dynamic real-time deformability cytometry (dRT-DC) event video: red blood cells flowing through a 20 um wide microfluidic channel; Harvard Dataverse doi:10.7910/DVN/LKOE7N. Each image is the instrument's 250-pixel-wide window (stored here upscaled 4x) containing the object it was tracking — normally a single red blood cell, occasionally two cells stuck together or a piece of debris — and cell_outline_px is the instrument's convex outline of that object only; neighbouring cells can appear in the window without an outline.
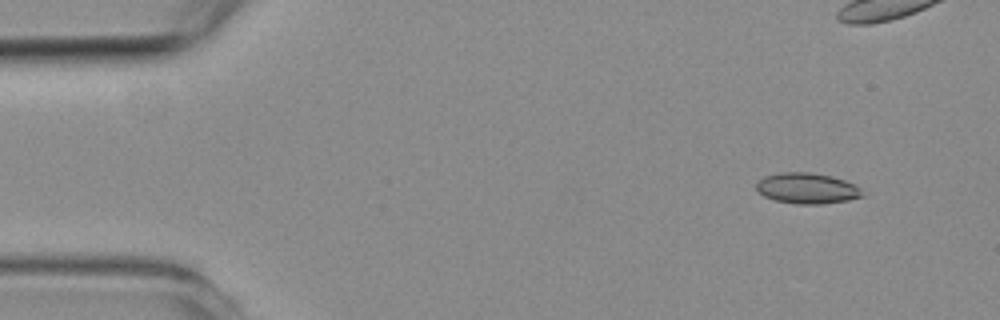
{"species": "common noctule bat (a hibernating species)", "species_latin": "Nyctalus noctula", "temperature_condition": "room temperature", "stored_images_in_passage": 5, "camera_frame_rate_fps": 3000, "um_per_image_px": 0.085, "animal": {"sex": "female", "body_mass_g": 19.3, "forearm_length_mm": 54.1}, "frame": {"image": 1, "passage_image": 2, "time_ms": 1.0, "image_size_px": [1000, 320], "cell_outline_px": [[868, 192], [864, 196], [848, 200], [824, 204], [796, 204], [776, 200], [764, 196], [756, 188], [756, 184], [764, 176], [780, 172], [808, 172], [832, 176], [856, 184]], "centroid_in_image_um": [68.68, 16.01], "position_along_channel_um": 16.3, "area_um2": 19.25}}
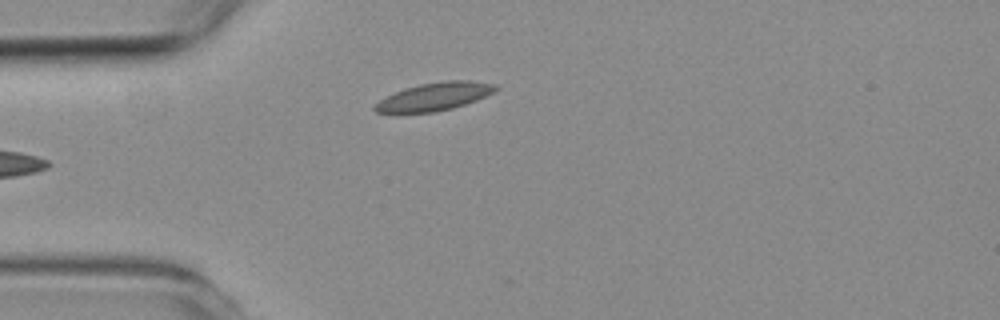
{"frame": {"image": 2, "passage_image": 5, "time_ms": 5.333, "image_size_px": [1000, 320], "cell_outline_px": [[500, 88], [496, 92], [476, 100], [452, 108], [432, 112], [376, 112], [372, 108], [380, 100], [404, 88], [420, 84], [444, 80], [468, 80], [496, 84]], "centroid_in_image_um": [37.0, 8.19], "position_along_channel_um": 48.0, "area_um2": 19.48}}